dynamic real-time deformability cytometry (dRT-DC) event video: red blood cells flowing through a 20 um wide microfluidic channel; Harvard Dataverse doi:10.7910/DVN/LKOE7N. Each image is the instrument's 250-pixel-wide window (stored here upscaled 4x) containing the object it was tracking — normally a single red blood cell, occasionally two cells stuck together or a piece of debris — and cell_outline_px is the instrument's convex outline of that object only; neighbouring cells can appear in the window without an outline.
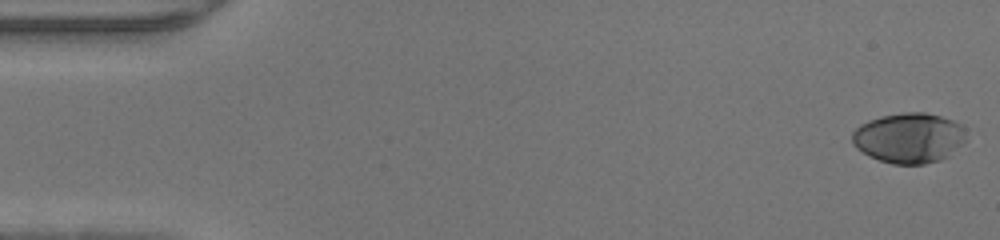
{"species": "human", "species_latin": "Homo sapiens", "temperature_condition": "warm", "stored_images_in_passage": 47, "camera_frame_rate_fps": 3000, "um_per_image_px": 0.085, "donor": {"sex": "male"}, "frame": {"image": 1, "passage_image": 1, "time_ms": 0.0, "image_size_px": [1000, 240], "cell_outline_px": [[964, 140], [948, 156], [940, 160], [924, 164], [892, 164], [868, 156], [856, 148], [852, 144], [852, 132], [860, 124], [868, 120], [884, 116], [904, 112], [924, 112], [940, 116], [952, 120], [960, 124], [964, 128]], "centroid_in_image_um": [77.22, 11.72], "position_along_channel_um": 7.8, "area_um2": 33.18}}
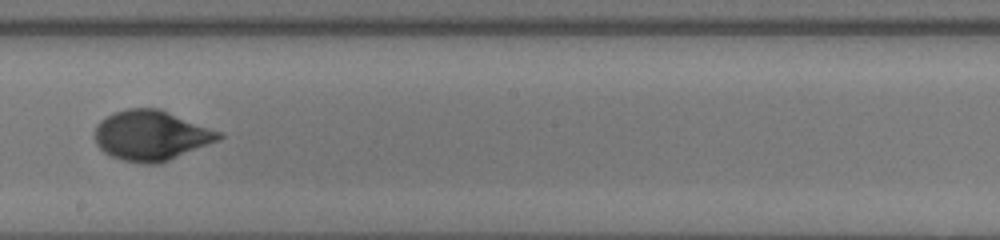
{"frame": {"image": 2, "passage_image": 27, "time_ms": 8.667, "image_size_px": [1000, 240], "cell_outline_px": [[224, 136], [216, 140], [168, 160], [156, 164], [144, 164], [124, 160], [112, 156], [104, 152], [96, 144], [96, 124], [100, 120], [112, 112], [128, 108], [160, 108], [224, 132]], "centroid_in_image_um": [12.84, 11.48], "position_along_channel_um": 235.4, "area_um2": 36.07}}
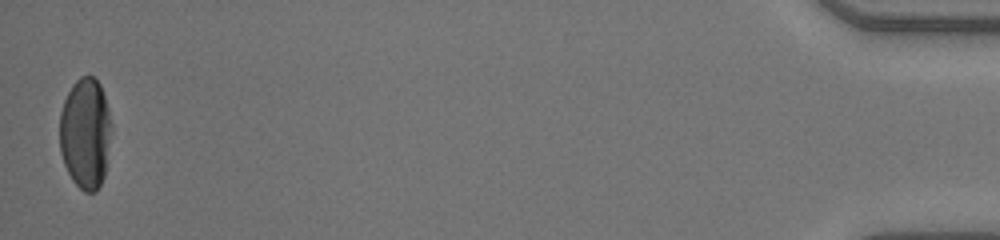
{"frame": {"image": 3, "passage_image": 47, "time_ms": 15.333, "image_size_px": [1000, 240], "cell_outline_px": [[112, 128], [104, 176], [96, 192], [84, 192], [72, 180], [64, 164], [60, 152], [60, 112], [64, 100], [72, 84], [80, 76], [92, 76], [100, 84], [108, 108], [112, 124]], "centroid_in_image_um": [7.26, 11.33], "position_along_channel_um": 427.9, "area_um2": 33.58}}